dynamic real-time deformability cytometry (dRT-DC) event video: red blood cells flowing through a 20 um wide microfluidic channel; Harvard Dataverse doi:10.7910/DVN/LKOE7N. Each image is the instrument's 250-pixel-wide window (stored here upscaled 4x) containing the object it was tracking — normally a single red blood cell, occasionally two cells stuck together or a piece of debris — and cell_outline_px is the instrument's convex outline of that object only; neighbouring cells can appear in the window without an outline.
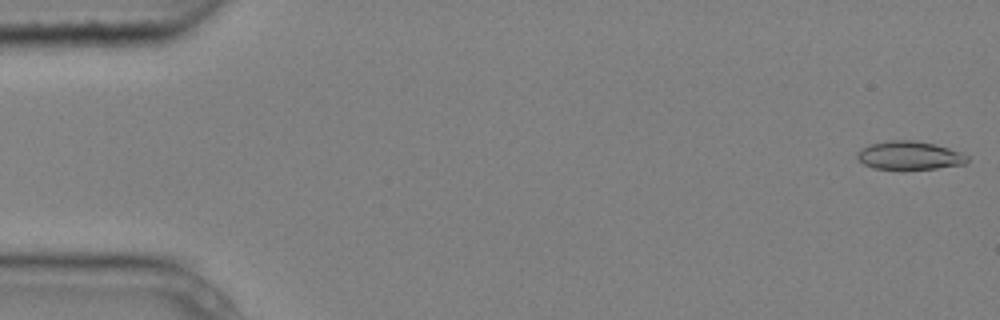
{"species": "common noctule bat (a hibernating species)", "species_latin": "Nyctalus noctula", "temperature_condition": "cold", "stored_images_in_passage": 6, "camera_frame_rate_fps": 3000, "um_per_image_px": 0.085, "animal": {"sex": "male", "body_mass_g": 20.4}, "frame": {"image": 1, "passage_image": 1, "time_ms": 0.0, "image_size_px": [1000, 320], "cell_outline_px": [[968, 160], [964, 164], [936, 168], [904, 172], [872, 168], [864, 164], [856, 156], [856, 152], [860, 148], [872, 144], [892, 140], [912, 140], [936, 144], [960, 152], [968, 156]], "centroid_in_image_um": [77.27, 13.26], "position_along_channel_um": 7.7, "area_um2": 18.79}}
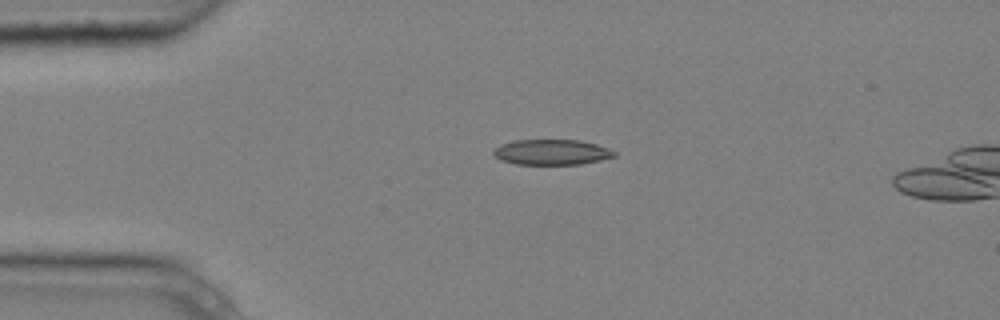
{"frame": {"image": 2, "passage_image": 4, "time_ms": 1.0, "image_size_px": [1000, 320], "cell_outline_px": [[616, 156], [600, 160], [580, 164], [516, 164], [500, 160], [492, 152], [492, 148], [500, 144], [512, 140], [580, 140], [596, 144], [608, 148], [616, 152]], "centroid_in_image_um": [46.86, 12.92], "position_along_channel_um": 38.1, "area_um2": 17.98}}